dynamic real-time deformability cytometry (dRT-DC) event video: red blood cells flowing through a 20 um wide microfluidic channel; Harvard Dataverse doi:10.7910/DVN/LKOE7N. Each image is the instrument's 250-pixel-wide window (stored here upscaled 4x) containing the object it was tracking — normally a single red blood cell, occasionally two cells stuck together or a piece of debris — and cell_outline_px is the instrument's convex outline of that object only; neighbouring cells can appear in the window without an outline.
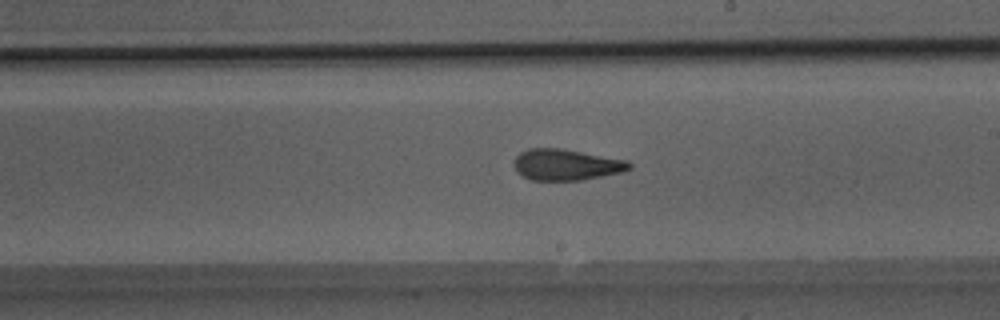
{"species": "Egyptian fruit bat (a non-hibernating species)", "species_latin": "Rousettus aegyptiacus", "temperature_condition": "room temperature", "stored_images_in_passage": 49, "camera_frame_rate_fps": 3000, "um_per_image_px": 0.085, "animal": {"sex": "male"}, "frame": {"image": 1, "passage_image": 28, "time_ms": 9.0, "image_size_px": [1000, 320], "cell_outline_px": [[632, 168], [624, 172], [580, 180], [532, 180], [524, 176], [516, 168], [516, 156], [520, 152], [528, 148], [560, 148], [628, 160], [632, 164]], "centroid_in_image_um": [48.2, 13.99], "position_along_channel_um": 240.8, "area_um2": 20.75}}
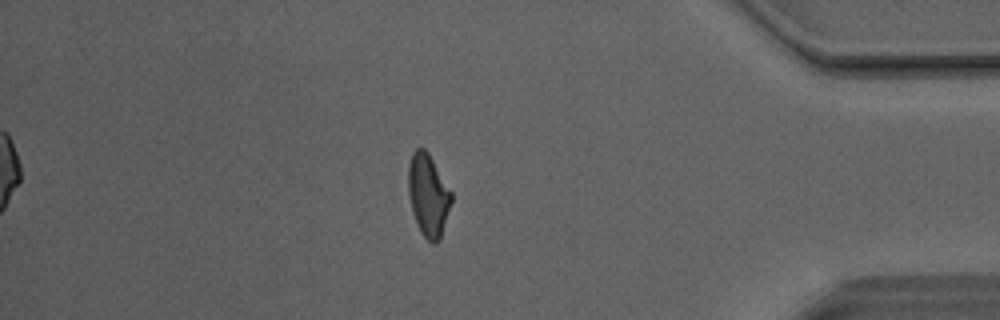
{"frame": {"image": 2, "passage_image": 42, "time_ms": 13.667, "image_size_px": [1000, 320], "cell_outline_px": [[452, 200], [440, 240], [436, 244], [432, 244], [420, 232], [412, 212], [408, 192], [408, 164], [412, 152], [416, 148], [424, 148], [428, 152], [452, 192]], "centroid_in_image_um": [36.39, 16.59], "position_along_channel_um": 398.8, "area_um2": 20.81}}
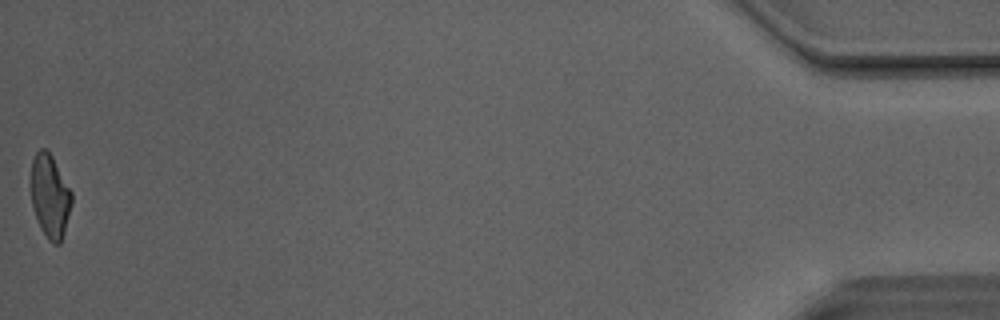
{"frame": {"image": 3, "passage_image": 49, "time_ms": 16.0, "image_size_px": [1000, 320], "cell_outline_px": [[72, 204], [64, 232], [60, 244], [52, 244], [48, 240], [40, 228], [32, 204], [32, 160], [36, 152], [40, 148], [44, 148], [52, 156], [72, 192]], "centroid_in_image_um": [4.27, 16.69], "position_along_channel_um": 430.9, "area_um2": 19.54}, "authors_computed_cell_mechanics": {"area_um2": 21.3282, "velocity_mm_per_s": 4.1307, "shape_relaxation_time_tau1_ms": 10.5657, "shape_relaxation_time_tau2_ms": 2.1378, "deformation_change_tau1": 0.2458, "deformation_change_tau2": 0.1129}}